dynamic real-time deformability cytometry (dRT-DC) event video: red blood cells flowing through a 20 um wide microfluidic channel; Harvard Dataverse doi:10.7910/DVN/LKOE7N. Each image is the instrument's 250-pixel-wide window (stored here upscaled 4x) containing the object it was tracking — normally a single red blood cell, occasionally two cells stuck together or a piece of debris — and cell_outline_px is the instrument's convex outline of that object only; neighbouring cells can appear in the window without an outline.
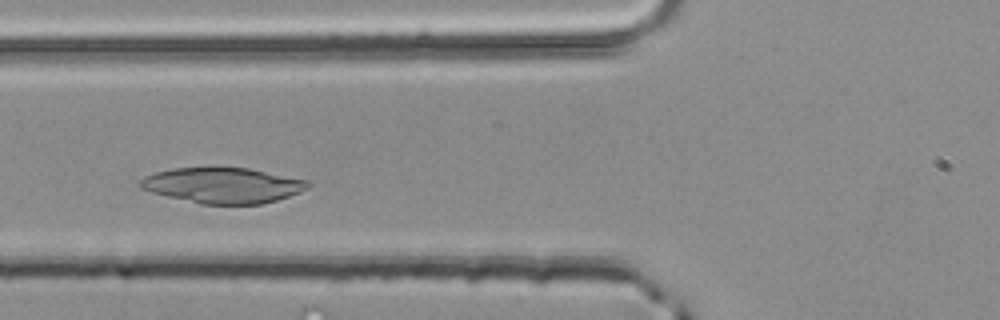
{"species": "common noctule bat (a hibernating species)", "species_latin": "Nyctalus noctula", "temperature_condition": "room temperature", "stored_images_in_passage": 36, "camera_frame_rate_fps": 3000, "um_per_image_px": 0.085, "animal": {"sex": "male", "body_mass_g": 20.4}, "frame": {"image": 1, "passage_image": 5, "time_ms": 1.333, "image_size_px": [1000, 320], "cell_outline_px": [[312, 184], [308, 188], [300, 192], [276, 200], [260, 204], [200, 204], [152, 192], [140, 188], [140, 180], [144, 176], [156, 172], [172, 168], [248, 168], [308, 180]], "centroid_in_image_um": [18.95, 15.75], "position_along_channel_um": 106.8, "area_um2": 34.45}}
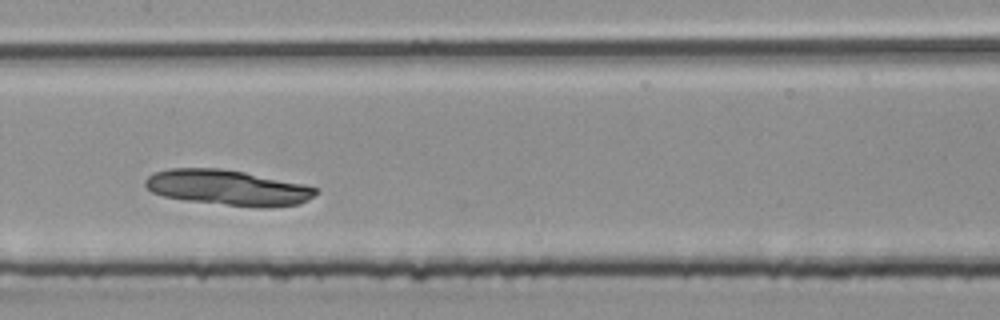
{"frame": {"image": 2, "passage_image": 11, "time_ms": 3.333, "image_size_px": [1000, 320], "cell_outline_px": [[316, 192], [308, 200], [300, 204], [264, 208], [256, 208], [184, 200], [164, 196], [152, 192], [144, 184], [144, 180], [152, 172], [168, 168], [220, 168], [244, 172], [304, 184], [316, 188]], "centroid_in_image_um": [19.33, 15.95], "position_along_channel_um": 188.1, "area_um2": 35.32}}
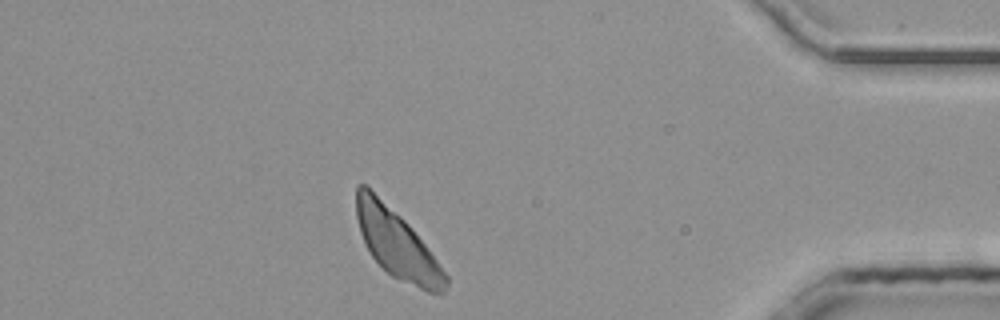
{"frame": {"image": 3, "passage_image": 30, "time_ms": 9.667, "image_size_px": [1000, 320], "cell_outline_px": [[448, 284], [444, 292], [440, 296], [428, 292], [392, 276], [372, 256], [360, 232], [356, 216], [356, 184], [364, 184], [400, 216], [408, 224], [428, 248], [448, 276]], "centroid_in_image_um": [33.76, 20.76], "position_along_channel_um": 401.4, "area_um2": 34.91}}